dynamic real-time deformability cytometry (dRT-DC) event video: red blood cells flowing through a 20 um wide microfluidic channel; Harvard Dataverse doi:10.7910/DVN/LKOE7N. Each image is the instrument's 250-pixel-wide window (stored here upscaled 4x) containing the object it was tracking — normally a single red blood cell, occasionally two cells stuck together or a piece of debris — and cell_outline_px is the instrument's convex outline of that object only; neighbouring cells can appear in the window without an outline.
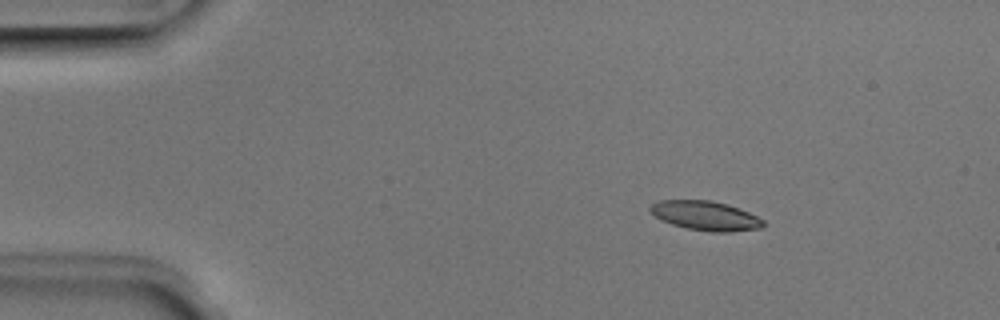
{"species": "Egyptian fruit bat (a non-hibernating species)", "species_latin": "Rousettus aegyptiacus", "temperature_condition": "room temperature", "stored_images_in_passage": 3, "camera_frame_rate_fps": 3000, "um_per_image_px": 0.085, "animal": {"sex": "male"}, "frame": {"image": 1, "passage_image": 1, "time_ms": 0.0, "image_size_px": [1000, 320], "cell_outline_px": [[764, 224], [760, 228], [732, 232], [712, 232], [688, 228], [672, 224], [656, 216], [648, 208], [652, 204], [660, 200], [712, 200], [728, 204], [748, 212], [764, 220]], "centroid_in_image_um": [59.99, 18.33], "position_along_channel_um": 25.0, "area_um2": 19.13}}